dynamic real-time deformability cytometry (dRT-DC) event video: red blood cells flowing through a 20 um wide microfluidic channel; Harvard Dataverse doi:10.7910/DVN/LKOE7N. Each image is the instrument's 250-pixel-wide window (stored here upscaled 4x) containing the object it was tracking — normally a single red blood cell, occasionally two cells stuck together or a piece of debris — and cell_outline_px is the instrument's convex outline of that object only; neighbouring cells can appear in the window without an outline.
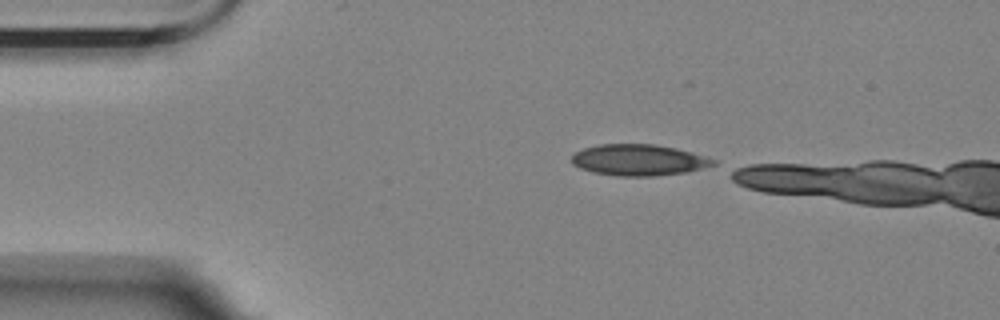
{"species": "Egyptian fruit bat (a non-hibernating species)", "species_latin": "Rousettus aegyptiacus", "temperature_condition": "room temperature", "stored_images_in_passage": 7, "camera_frame_rate_fps": 3000, "um_per_image_px": 0.085, "animal": {"sex": "female"}, "frame": {"image": 1, "passage_image": 1, "time_ms": 0.0, "image_size_px": [1000, 320], "cell_outline_px": [[716, 164], [688, 172], [656, 176], [620, 176], [592, 172], [580, 168], [572, 164], [572, 156], [576, 152], [584, 148], [600, 144], [656, 144], [676, 148], [716, 160]], "centroid_in_image_um": [54.28, 13.6], "position_along_channel_um": 30.7, "area_um2": 25.66}}